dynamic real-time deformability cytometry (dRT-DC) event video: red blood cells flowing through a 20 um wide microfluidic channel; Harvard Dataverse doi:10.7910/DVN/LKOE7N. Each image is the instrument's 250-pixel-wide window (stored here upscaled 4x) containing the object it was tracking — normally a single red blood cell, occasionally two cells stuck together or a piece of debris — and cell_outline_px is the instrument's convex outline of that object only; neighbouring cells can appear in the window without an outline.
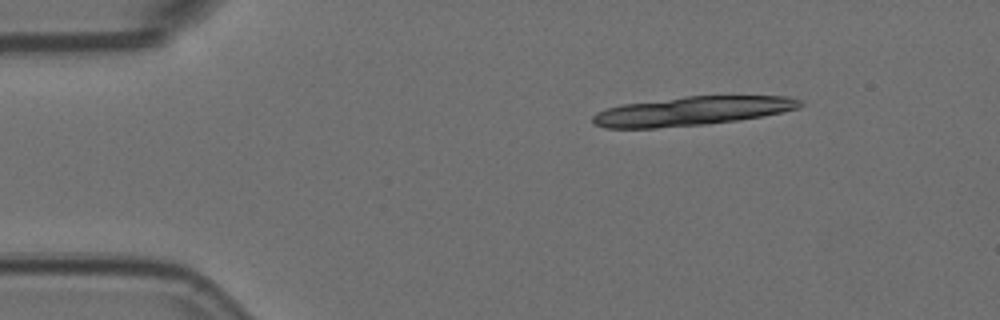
{"species": "Egyptian fruit bat (a non-hibernating species)", "species_latin": "Rousettus aegyptiacus", "temperature_condition": "room temperature", "stored_images_in_passage": 3, "camera_frame_rate_fps": 3000, "um_per_image_px": 0.085, "animal": {"sex": "female"}, "frame": {"image": 1, "passage_image": 1, "time_ms": 0.0, "image_size_px": [1000, 320], "cell_outline_px": [[804, 104], [800, 108], [764, 116], [736, 120], [704, 124], [656, 128], [604, 128], [592, 124], [592, 116], [596, 112], [620, 104], [684, 96], [788, 96], [804, 100]], "centroid_in_image_um": [58.82, 9.43], "position_along_channel_um": 26.2, "area_um2": 35.26}}